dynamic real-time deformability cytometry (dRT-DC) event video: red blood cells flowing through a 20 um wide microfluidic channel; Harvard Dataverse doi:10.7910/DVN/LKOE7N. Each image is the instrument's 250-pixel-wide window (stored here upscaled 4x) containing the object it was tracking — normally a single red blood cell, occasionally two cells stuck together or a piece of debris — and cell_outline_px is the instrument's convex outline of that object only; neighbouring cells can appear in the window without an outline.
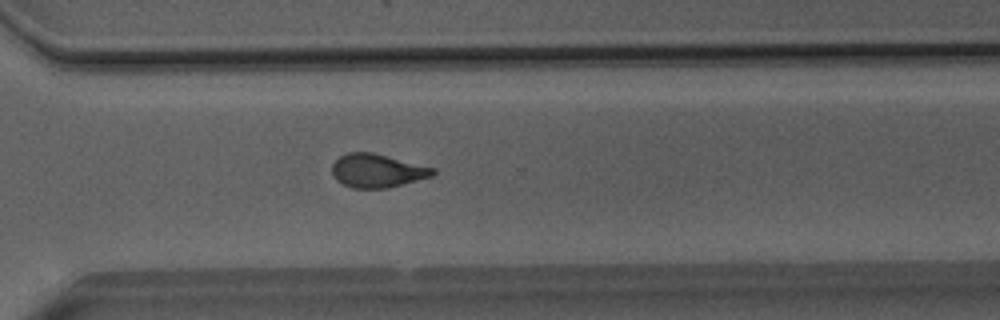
{"species": "Egyptian fruit bat (a non-hibernating species)", "species_latin": "Rousettus aegyptiacus", "temperature_condition": "room temperature", "stored_images_in_passage": 43, "camera_frame_rate_fps": 3000, "um_per_image_px": 0.085, "animal": {"sex": "male"}, "frame": {"image": 1, "passage_image": 36, "time_ms": 11.667, "image_size_px": [1000, 320], "cell_outline_px": [[436, 172], [432, 176], [388, 188], [352, 188], [336, 180], [332, 176], [332, 164], [340, 156], [348, 152], [372, 152], [436, 168]], "centroid_in_image_um": [32.05, 14.51], "position_along_channel_um": 338.5, "area_um2": 19.71}}
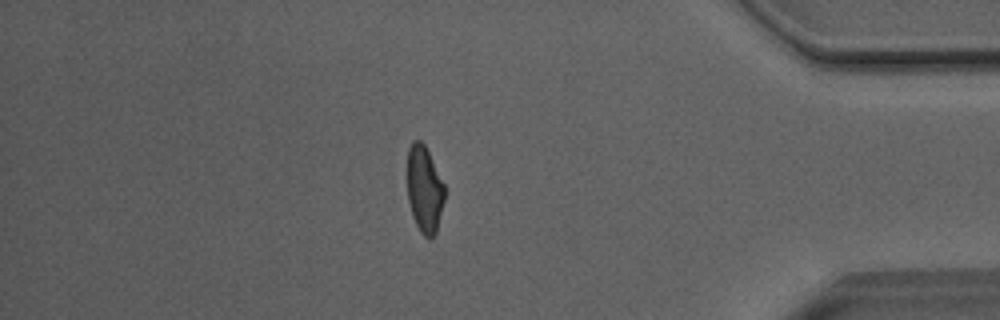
{"frame": {"image": 2, "passage_image": 43, "time_ms": 14.0, "image_size_px": [1000, 320], "cell_outline_px": [[444, 200], [436, 232], [428, 240], [420, 232], [412, 216], [408, 200], [408, 148], [412, 140], [420, 140], [424, 144], [444, 184]], "centroid_in_image_um": [36.06, 16.1], "position_along_channel_um": 399.1, "area_um2": 18.67}, "authors_computed_cell_mechanics": {"area_um2": 20.4612, "velocity_mm_per_s": 4.0951, "shape_relaxation_time_tau1_ms": 9.1337, "shape_relaxation_time_tau2_ms": 1.7321, "deformation_change_tau1": 0.2392, "deformation_change_tau2": 0.0822}}